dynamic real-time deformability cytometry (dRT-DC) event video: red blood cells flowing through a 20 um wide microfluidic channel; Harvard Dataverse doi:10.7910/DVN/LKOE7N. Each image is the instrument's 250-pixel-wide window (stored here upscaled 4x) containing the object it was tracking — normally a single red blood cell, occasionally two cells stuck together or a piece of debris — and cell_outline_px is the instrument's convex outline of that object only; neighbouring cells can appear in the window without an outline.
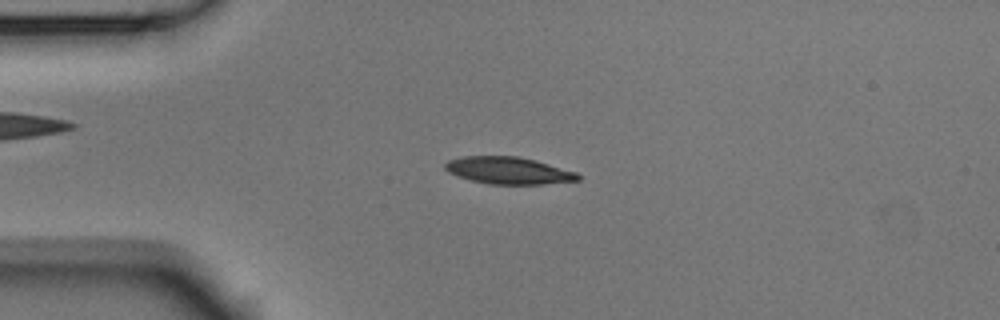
{"species": "Egyptian fruit bat (a non-hibernating species)", "species_latin": "Rousettus aegyptiacus", "temperature_condition": "room temperature", "stored_images_in_passage": 4, "camera_frame_rate_fps": 3000, "um_per_image_px": 0.085, "animal": {"sex": "male"}, "frame": {"image": 1, "passage_image": 3, "time_ms": 0.667, "image_size_px": [1000, 320], "cell_outline_px": [[580, 180], [544, 184], [488, 184], [456, 176], [448, 172], [444, 168], [444, 164], [448, 160], [460, 156], [516, 156], [536, 160], [576, 172], [580, 176]], "centroid_in_image_um": [43.19, 14.49], "position_along_channel_um": 41.8, "area_um2": 21.04}}